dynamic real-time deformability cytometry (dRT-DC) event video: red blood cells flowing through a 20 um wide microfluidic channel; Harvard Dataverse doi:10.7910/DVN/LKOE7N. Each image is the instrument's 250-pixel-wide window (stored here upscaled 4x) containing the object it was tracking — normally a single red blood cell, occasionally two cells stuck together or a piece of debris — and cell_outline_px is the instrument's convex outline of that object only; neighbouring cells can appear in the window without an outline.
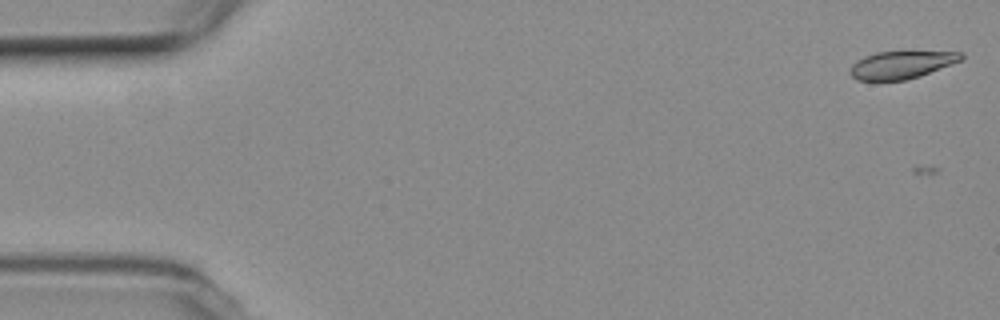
{"species": "common noctule bat (a hibernating species)", "species_latin": "Nyctalus noctula", "temperature_condition": "room temperature", "stored_images_in_passage": 3, "camera_frame_rate_fps": 3000, "um_per_image_px": 0.085, "animal": {"sex": "female", "body_mass_g": 19.3, "forearm_length_mm": 54.1}, "frame": {"image": 1, "passage_image": 1, "time_ms": 0.0, "image_size_px": [1000, 320], "cell_outline_px": [[964, 56], [960, 60], [920, 76], [904, 80], [856, 80], [848, 72], [852, 64], [856, 60], [864, 56], [876, 52], [964, 52]], "centroid_in_image_um": [76.55, 5.51], "position_along_channel_um": 8.4, "area_um2": 17.63}}